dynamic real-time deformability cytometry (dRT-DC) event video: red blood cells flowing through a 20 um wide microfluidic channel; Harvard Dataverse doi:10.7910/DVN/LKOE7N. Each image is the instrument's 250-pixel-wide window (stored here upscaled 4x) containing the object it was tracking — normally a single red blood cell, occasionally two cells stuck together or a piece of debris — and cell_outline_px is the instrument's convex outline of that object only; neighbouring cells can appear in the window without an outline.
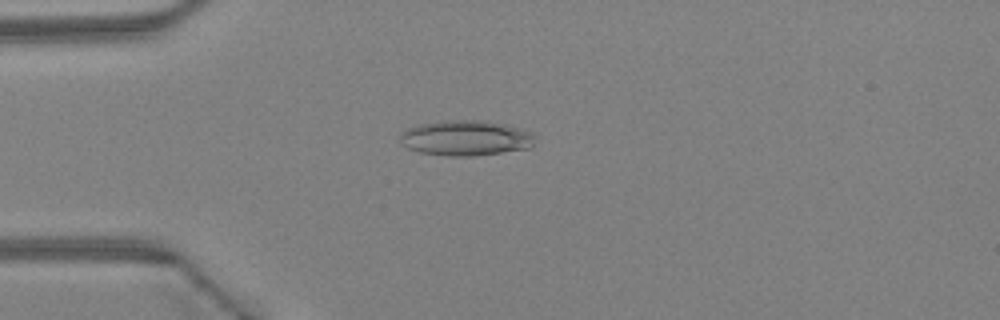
{"species": "Egyptian fruit bat (a non-hibernating species)", "species_latin": "Rousettus aegyptiacus", "temperature_condition": "warm", "stored_images_in_passage": 45, "camera_frame_rate_fps": 3000, "um_per_image_px": 0.085, "animal": {"sex": "female"}, "frame": {"image": 1, "passage_image": 12, "time_ms": 3.667, "image_size_px": [1000, 320], "cell_outline_px": [[536, 136], [532, 144], [528, 148], [476, 156], [448, 156], [420, 152], [408, 148], [400, 144], [400, 132], [408, 128], [420, 124], [452, 120], [484, 120], [504, 124], [532, 132]], "centroid_in_image_um": [39.57, 11.73], "position_along_channel_um": 45.4, "area_um2": 27.74}}
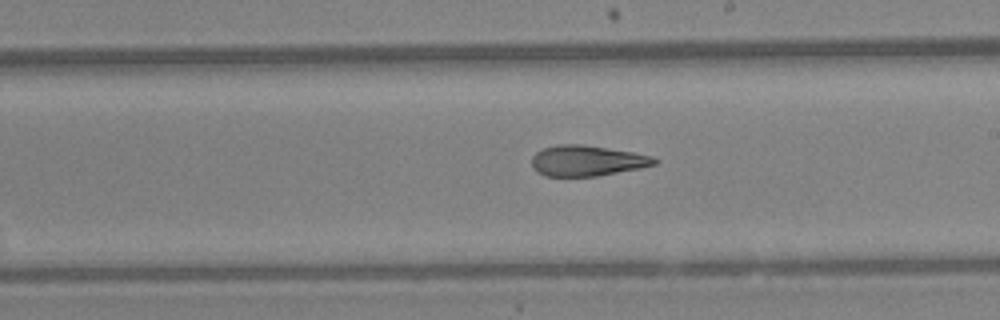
{"frame": {"image": 2, "passage_image": 26, "time_ms": 8.333, "image_size_px": [1000, 320], "cell_outline_px": [[660, 160], [656, 164], [640, 168], [596, 176], [544, 176], [532, 168], [532, 156], [536, 152], [544, 148], [556, 144], [584, 144], [632, 152], [652, 156]], "centroid_in_image_um": [49.88, 13.65], "position_along_channel_um": 239.1, "area_um2": 21.96}}
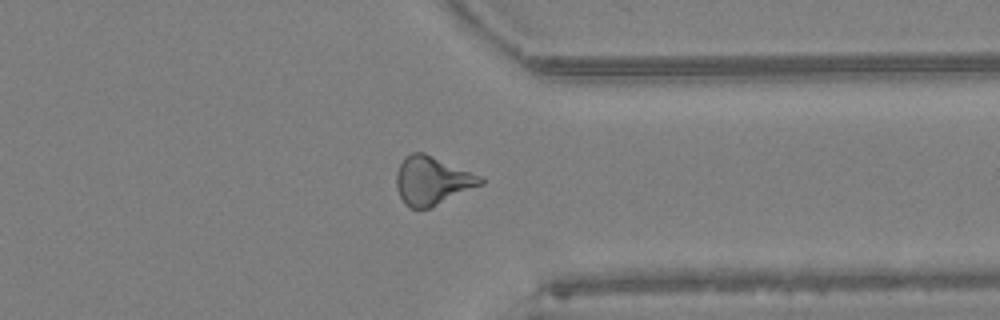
{"frame": {"image": 3, "passage_image": 35, "time_ms": 11.333, "image_size_px": [1000, 320], "cell_outline_px": [[484, 184], [432, 208], [412, 208], [404, 204], [396, 188], [396, 176], [400, 164], [404, 156], [412, 152], [424, 152], [484, 176]], "centroid_in_image_um": [36.77, 15.35], "position_along_channel_um": 374.6, "area_um2": 24.22}, "authors_computed_cell_mechanics": {"area_um2": 23.12, "velocity_mm_per_s": 4.5827, "shape_relaxation_time_tau1_ms": null, "shape_relaxation_time_tau2_ms": 4.4308, "deformation_change_tau1": null, "deformation_change_tau2": 0.1547}}